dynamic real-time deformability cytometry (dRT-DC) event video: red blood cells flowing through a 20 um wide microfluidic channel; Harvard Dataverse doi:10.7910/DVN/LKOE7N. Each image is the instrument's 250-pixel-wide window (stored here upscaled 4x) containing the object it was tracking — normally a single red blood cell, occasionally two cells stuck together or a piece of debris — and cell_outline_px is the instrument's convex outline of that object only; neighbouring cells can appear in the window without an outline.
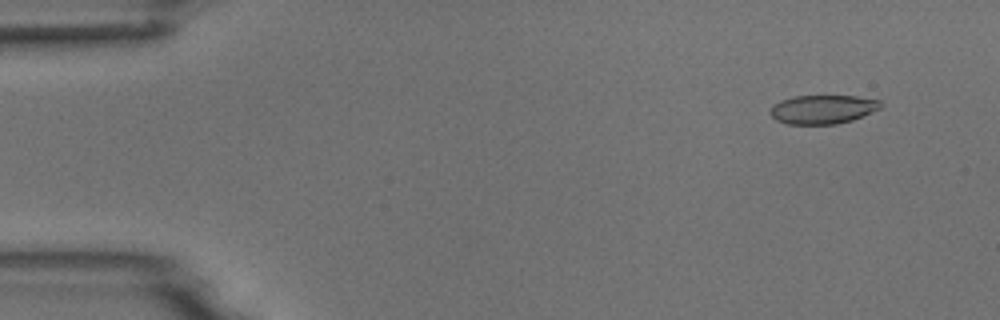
{"species": "common noctule bat (a hibernating species)", "species_latin": "Nyctalus noctula", "temperature_condition": "room temperature", "stored_images_in_passage": 5, "camera_frame_rate_fps": 3000, "um_per_image_px": 0.085, "animal": {"sex": "male", "body_mass_g": 18.8}, "frame": {"image": 1, "passage_image": 1, "time_ms": 0.0, "image_size_px": [1000, 320], "cell_outline_px": [[884, 104], [880, 108], [852, 120], [836, 124], [788, 124], [776, 120], [768, 112], [772, 104], [780, 100], [792, 96], [856, 96], [880, 100]], "centroid_in_image_um": [69.9, 9.29], "position_along_channel_um": 15.1, "area_um2": 18.67}}
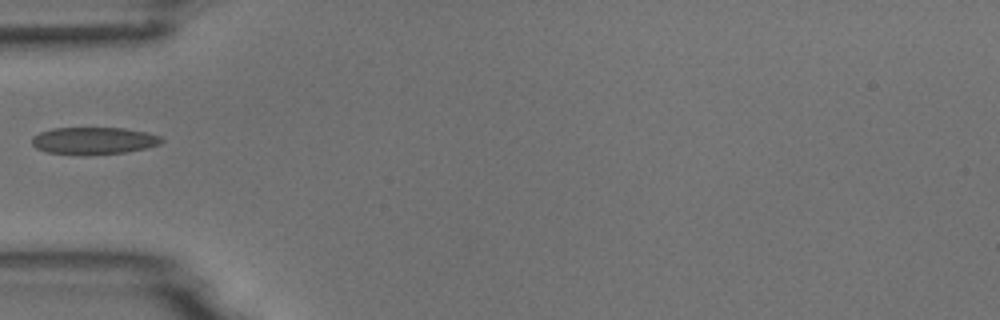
{"frame": {"image": 2, "passage_image": 4, "time_ms": 4.333, "image_size_px": [1000, 320], "cell_outline_px": [[164, 140], [160, 144], [144, 148], [124, 152], [84, 156], [48, 152], [36, 148], [32, 144], [32, 136], [40, 132], [52, 128], [124, 128], [148, 132], [160, 136]], "centroid_in_image_um": [7.95, 11.96], "position_along_channel_um": 77.0, "area_um2": 20.69}}